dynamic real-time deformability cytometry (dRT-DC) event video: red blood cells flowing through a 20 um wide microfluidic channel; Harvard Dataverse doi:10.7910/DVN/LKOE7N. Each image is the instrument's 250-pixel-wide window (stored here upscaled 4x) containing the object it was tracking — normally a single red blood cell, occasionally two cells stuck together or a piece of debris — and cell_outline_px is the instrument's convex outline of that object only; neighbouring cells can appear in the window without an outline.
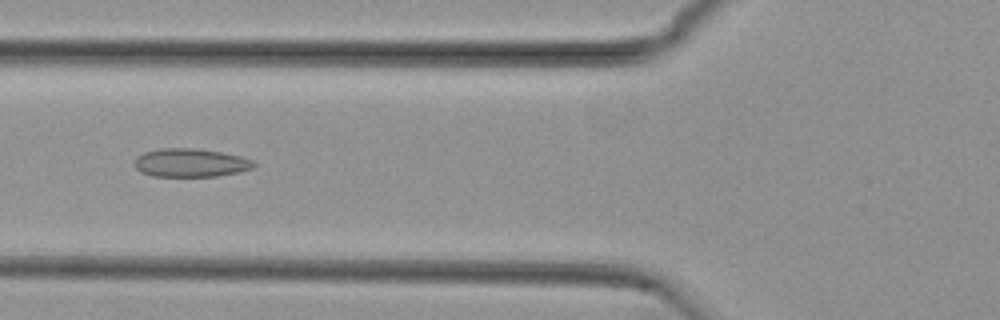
{"species": "common noctule bat (a hibernating species)", "species_latin": "Nyctalus noctula", "temperature_condition": "cold", "stored_images_in_passage": 49, "camera_frame_rate_fps": 3000, "um_per_image_px": 0.085, "animal": {"sex": "female", "body_mass_g": 29.2, "forearm_length_mm": 56.3}, "frame": {"image": 1, "passage_image": 17, "time_ms": 5.333, "image_size_px": [1000, 320], "cell_outline_px": [[256, 164], [252, 168], [240, 172], [216, 176], [152, 176], [140, 172], [136, 168], [136, 156], [144, 152], [160, 148], [192, 148], [220, 152], [240, 156], [252, 160]], "centroid_in_image_um": [16.19, 13.84], "position_along_channel_um": 109.6, "area_um2": 19.65}}
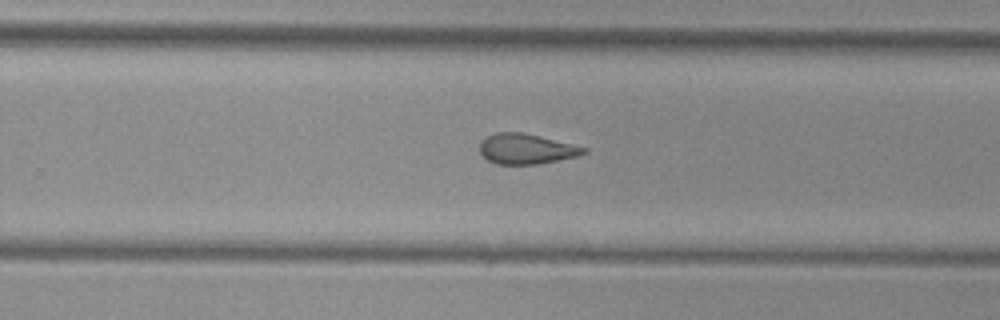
{"frame": {"image": 2, "passage_image": 31, "time_ms": 10.0, "image_size_px": [1000, 320], "cell_outline_px": [[588, 152], [576, 156], [540, 164], [496, 164], [488, 160], [480, 152], [480, 140], [496, 132], [524, 132], [588, 148]], "centroid_in_image_um": [44.73, 12.65], "position_along_channel_um": 285.1, "area_um2": 18.32}}
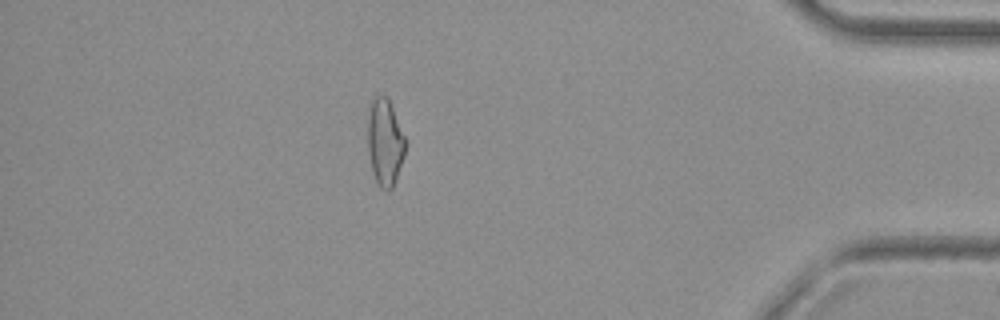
{"frame": {"image": 3, "passage_image": 44, "time_ms": 14.333, "image_size_px": [1000, 320], "cell_outline_px": [[404, 156], [396, 180], [392, 188], [388, 192], [380, 188], [372, 172], [368, 152], [368, 116], [372, 96], [384, 96], [388, 100], [392, 108], [404, 136]], "centroid_in_image_um": [32.69, 12.14], "position_along_channel_um": 402.5, "area_um2": 18.79}, "authors_computed_cell_mechanics": {"area_um2": 19.4208, "velocity_mm_per_s": 3.7589, "shape_relaxation_time_tau1_ms": null, "shape_relaxation_time_tau2_ms": 4.8661, "deformation_change_tau1": null, "deformation_change_tau2": 0.1261}}